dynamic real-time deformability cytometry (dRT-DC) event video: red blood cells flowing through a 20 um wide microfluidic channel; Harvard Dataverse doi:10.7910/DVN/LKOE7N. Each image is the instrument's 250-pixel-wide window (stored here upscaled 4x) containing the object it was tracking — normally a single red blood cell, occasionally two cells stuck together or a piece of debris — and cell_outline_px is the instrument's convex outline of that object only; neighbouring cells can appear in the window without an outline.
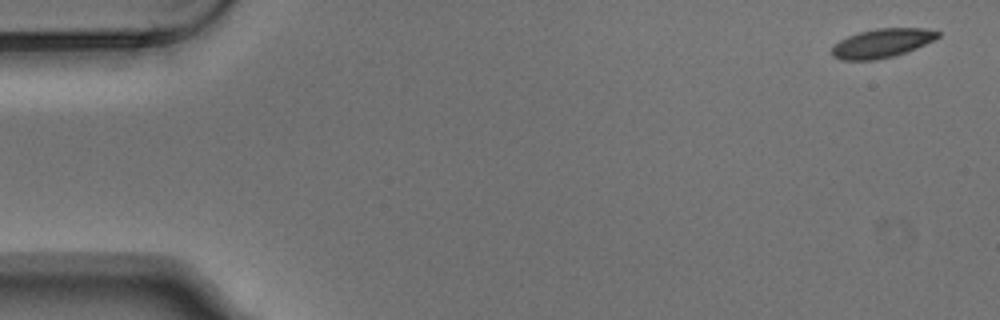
{"species": "Egyptian fruit bat (a non-hibernating species)", "species_latin": "Rousettus aegyptiacus", "temperature_condition": "warm", "stored_images_in_passage": 8, "camera_frame_rate_fps": 3000, "um_per_image_px": 0.085, "animal": {"sex": "male"}, "frame": {"image": 1, "passage_image": 1, "time_ms": 0.0, "image_size_px": [1000, 320], "cell_outline_px": [[940, 36], [916, 48], [892, 56], [876, 60], [840, 60], [832, 56], [832, 48], [840, 40], [848, 36], [860, 32], [876, 28], [924, 28], [940, 32]], "centroid_in_image_um": [74.94, 3.67], "position_along_channel_um": 10.1, "area_um2": 17.63}}
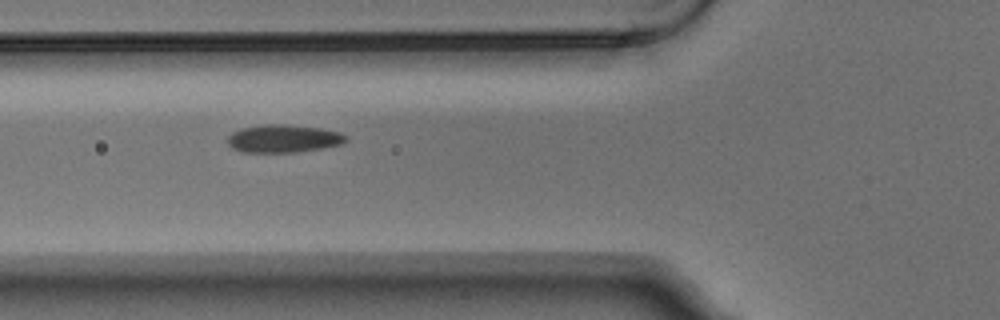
{"frame": {"image": 2, "passage_image": 6, "time_ms": 1.667, "image_size_px": [1000, 320], "cell_outline_px": [[348, 140], [340, 144], [320, 148], [296, 152], [240, 152], [232, 148], [228, 144], [228, 136], [232, 132], [240, 128], [264, 124], [284, 124], [320, 128], [340, 132], [348, 136]], "centroid_in_image_um": [24.07, 11.77], "position_along_channel_um": 101.7, "area_um2": 19.25}}
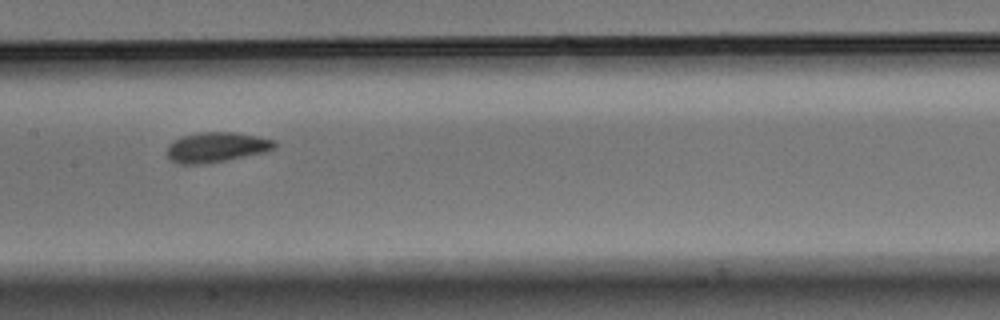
{"frame": {"image": 3, "passage_image": 8, "time_ms": 2.333, "image_size_px": [1000, 320], "cell_outline_px": [[276, 148], [264, 152], [228, 160], [204, 164], [180, 164], [172, 160], [168, 156], [168, 144], [172, 140], [180, 136], [200, 132], [236, 132], [276, 140]], "centroid_in_image_um": [18.4, 12.5], "position_along_channel_um": 189.0, "area_um2": 18.96}}